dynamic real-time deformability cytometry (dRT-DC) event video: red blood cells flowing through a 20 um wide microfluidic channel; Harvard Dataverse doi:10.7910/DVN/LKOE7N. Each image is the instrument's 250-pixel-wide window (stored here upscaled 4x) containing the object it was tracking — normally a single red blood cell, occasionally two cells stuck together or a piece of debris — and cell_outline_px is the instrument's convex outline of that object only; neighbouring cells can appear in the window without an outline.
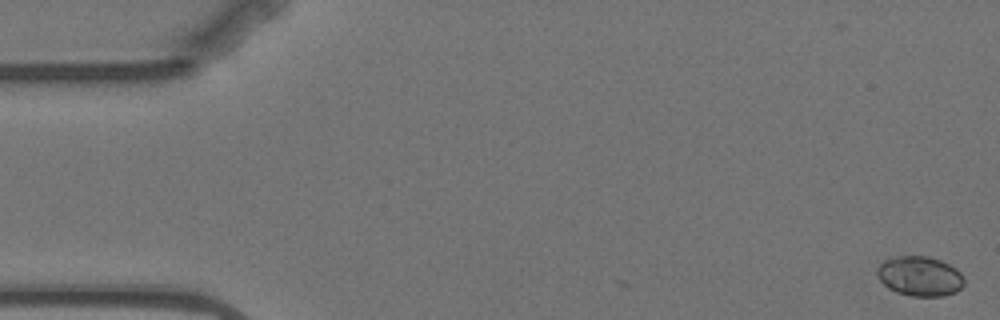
{"species": "Egyptian fruit bat (a non-hibernating species)", "species_latin": "Rousettus aegyptiacus", "temperature_condition": "warm", "stored_images_in_passage": 5, "camera_frame_rate_fps": 3000, "um_per_image_px": 0.085, "animal": {"sex": "female"}, "frame": {"image": 1, "passage_image": 1, "time_ms": 0.0, "image_size_px": [1000, 320], "cell_outline_px": [[964, 284], [956, 292], [944, 296], [912, 296], [896, 292], [888, 288], [880, 280], [876, 272], [876, 268], [884, 260], [900, 256], [928, 256], [940, 260], [956, 268], [964, 276]], "centroid_in_image_um": [78.19, 23.48], "position_along_channel_um": 6.8, "area_um2": 20.23}}
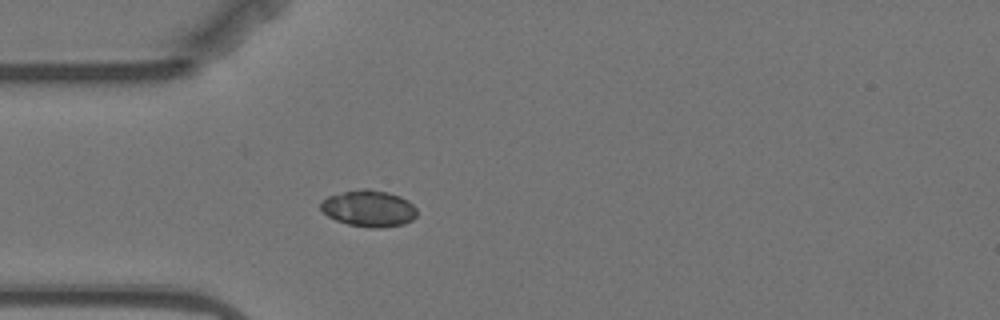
{"frame": {"image": 2, "passage_image": 5, "time_ms": 5.0, "image_size_px": [1000, 320], "cell_outline_px": [[416, 216], [412, 220], [404, 224], [380, 228], [372, 228], [348, 224], [336, 220], [328, 216], [320, 208], [320, 200], [328, 196], [344, 192], [364, 188], [368, 188], [388, 192], [400, 196], [408, 200], [416, 208]], "centroid_in_image_um": [31.35, 17.71], "position_along_channel_um": 53.7, "area_um2": 20.52}}